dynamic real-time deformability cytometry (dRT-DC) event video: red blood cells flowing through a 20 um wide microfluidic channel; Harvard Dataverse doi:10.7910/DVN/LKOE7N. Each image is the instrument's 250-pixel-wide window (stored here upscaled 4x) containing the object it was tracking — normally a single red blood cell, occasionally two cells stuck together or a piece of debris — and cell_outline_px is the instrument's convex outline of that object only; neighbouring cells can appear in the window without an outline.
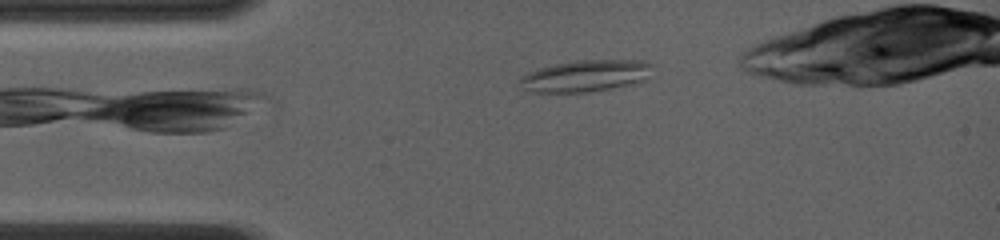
{"species": "common noctule bat (a hibernating species)", "species_latin": "Nyctalus noctula", "temperature_condition": "room temperature", "stored_images_in_passage": 3, "camera_frame_rate_fps": 4000, "um_per_image_px": 0.085, "animal": {"sex": "female", "body_mass_g": 19.0, "forearm_length_mm": 56.7}, "frame": {"image": 1, "passage_image": 2, "time_ms": 1.0, "image_size_px": [1000, 240], "cell_outline_px": [[660, 68], [648, 80], [640, 84], [588, 92], [532, 92], [520, 88], [516, 80], [520, 76], [528, 72], [540, 68], [556, 64], [576, 60], [644, 60], [656, 64]], "centroid_in_image_um": [49.94, 6.45], "position_along_channel_um": 35.1, "area_um2": 25.72}}